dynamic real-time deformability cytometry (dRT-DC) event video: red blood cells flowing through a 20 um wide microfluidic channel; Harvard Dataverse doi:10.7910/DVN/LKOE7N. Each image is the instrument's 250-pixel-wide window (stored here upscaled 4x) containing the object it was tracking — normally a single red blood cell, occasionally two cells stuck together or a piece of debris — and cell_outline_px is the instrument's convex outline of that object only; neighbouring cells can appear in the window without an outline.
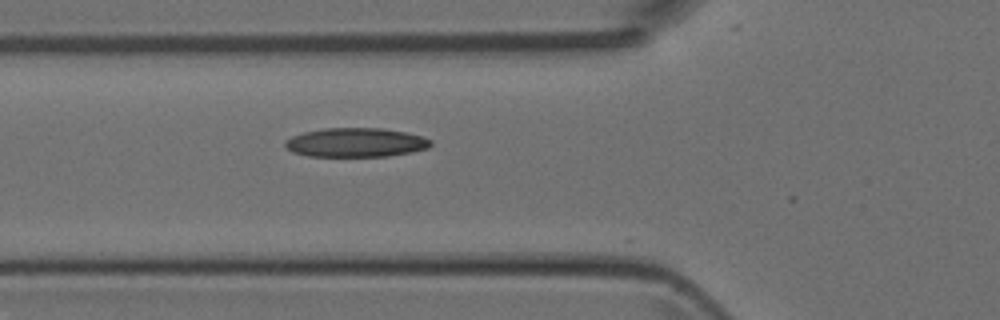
{"species": "Egyptian fruit bat (a non-hibernating species)", "species_latin": "Rousettus aegyptiacus", "temperature_condition": "room temperature", "stored_images_in_passage": 6, "camera_frame_rate_fps": 3000, "um_per_image_px": 0.085, "animal": {"sex": "female"}, "frame": {"image": 1, "passage_image": 2, "time_ms": 0.333, "image_size_px": [1000, 320], "cell_outline_px": [[432, 144], [428, 148], [412, 152], [388, 156], [308, 156], [292, 152], [284, 144], [284, 140], [292, 136], [304, 132], [324, 128], [380, 128], [404, 132], [420, 136], [432, 140]], "centroid_in_image_um": [30.23, 12.11], "position_along_channel_um": 95.6, "area_um2": 24.62}}
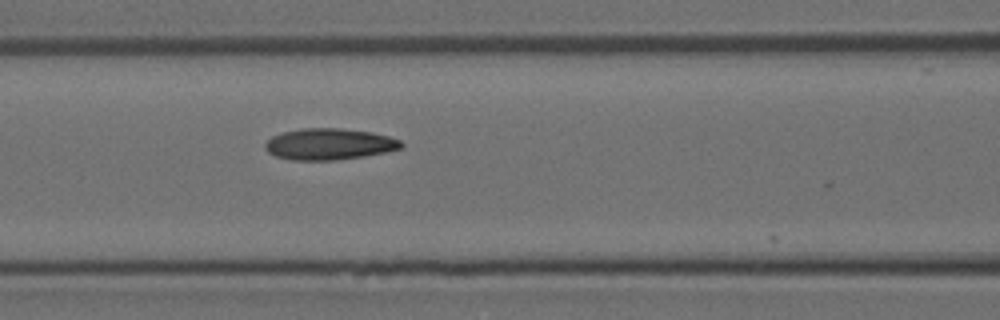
{"frame": {"image": 2, "passage_image": 5, "time_ms": 1.333, "image_size_px": [1000, 320], "cell_outline_px": [[404, 144], [400, 148], [384, 152], [364, 156], [332, 160], [292, 160], [276, 156], [268, 152], [264, 148], [264, 144], [272, 136], [284, 132], [304, 128], [340, 128], [372, 132], [388, 136], [400, 140]], "centroid_in_image_um": [27.97, 12.24], "position_along_channel_um": 138.6, "area_um2": 24.68}}